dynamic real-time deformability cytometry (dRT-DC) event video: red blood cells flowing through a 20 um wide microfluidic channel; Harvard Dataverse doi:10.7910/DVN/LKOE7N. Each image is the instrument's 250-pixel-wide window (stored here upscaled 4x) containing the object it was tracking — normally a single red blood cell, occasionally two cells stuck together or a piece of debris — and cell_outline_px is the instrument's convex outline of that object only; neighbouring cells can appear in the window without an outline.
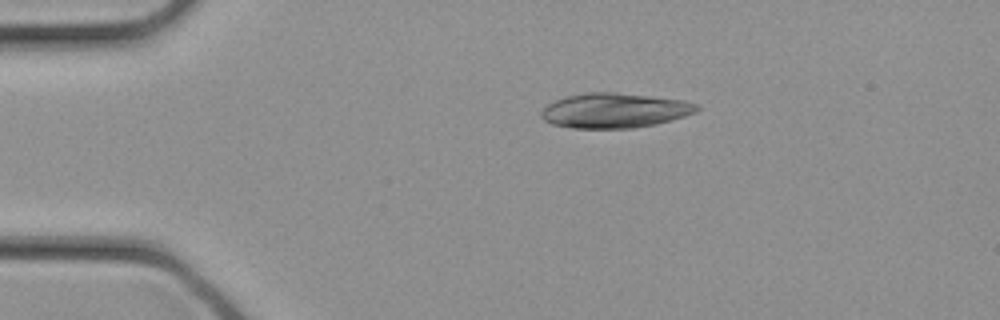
{"species": "common noctule bat (a hibernating species)", "species_latin": "Nyctalus noctula", "temperature_condition": "cold", "stored_images_in_passage": 8, "camera_frame_rate_fps": 3000, "um_per_image_px": 0.085, "animal": {"sex": "female", "body_mass_g": 21.9}, "frame": {"image": 1, "passage_image": 1, "time_ms": 0.0, "image_size_px": [1000, 320], "cell_outline_px": [[700, 108], [696, 112], [672, 120], [656, 124], [632, 128], [572, 128], [552, 124], [544, 120], [540, 116], [540, 112], [548, 104], [556, 100], [568, 96], [588, 92], [616, 92], [684, 100], [700, 104]], "centroid_in_image_um": [52.26, 9.39], "position_along_channel_um": 32.7, "area_um2": 31.62}}